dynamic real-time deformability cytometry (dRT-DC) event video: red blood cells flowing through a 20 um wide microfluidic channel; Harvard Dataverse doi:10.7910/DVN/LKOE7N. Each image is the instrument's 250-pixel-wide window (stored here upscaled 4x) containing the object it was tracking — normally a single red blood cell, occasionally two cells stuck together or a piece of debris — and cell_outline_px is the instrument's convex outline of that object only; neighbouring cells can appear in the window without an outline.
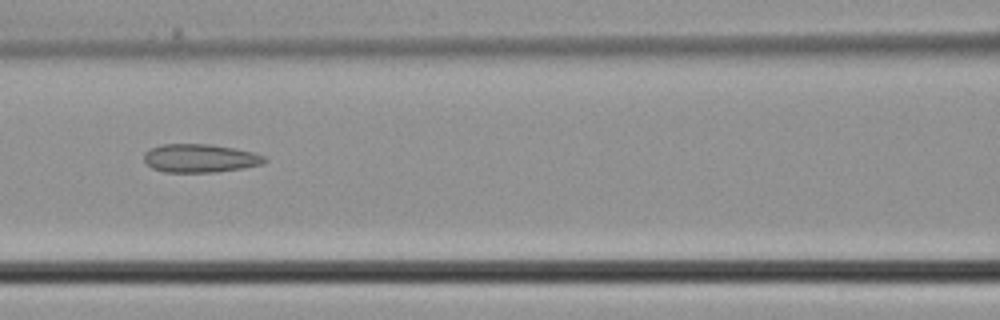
{"species": "common noctule bat (a hibernating species)", "species_latin": "Nyctalus noctula", "temperature_condition": "cold", "stored_images_in_passage": 8, "segment_of_instrument_passage": [1, 2], "camera_frame_rate_fps": 3000, "um_per_image_px": 0.085, "animal": {"sex": "male", "body_mass_g": 21.5, "forearm_length_mm": 52.0}, "frame": {"image": 1, "passage_image": 6, "time_ms": 1.667, "image_size_px": [1000, 320], "cell_outline_px": [[268, 160], [260, 164], [244, 168], [216, 172], [164, 172], [152, 168], [144, 160], [144, 152], [160, 144], [208, 144], [232, 148], [252, 152], [264, 156]], "centroid_in_image_um": [16.98, 13.45], "position_along_channel_um": 149.6, "area_um2": 19.83}}
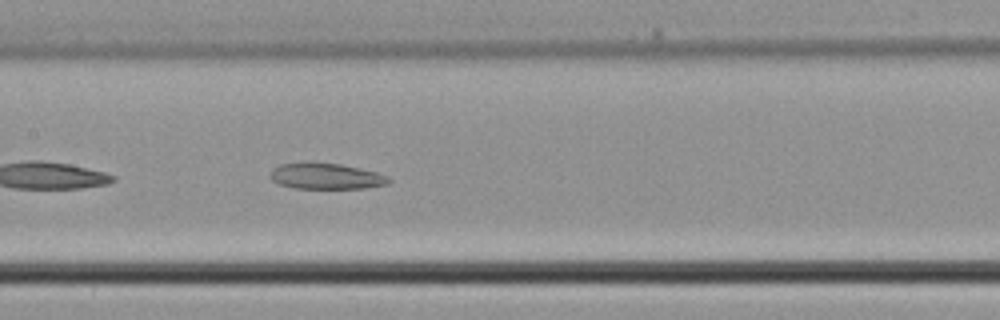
{"frame": {"image": 2, "passage_image": 7, "time_ms": 2.0, "image_size_px": [1000, 320], "cell_outline_px": [[392, 180], [388, 184], [364, 188], [292, 188], [280, 184], [272, 180], [272, 168], [280, 164], [312, 160], [340, 164], [360, 168], [376, 172], [388, 176]], "centroid_in_image_um": [27.71, 14.94], "position_along_channel_um": 179.7, "area_um2": 18.26}}